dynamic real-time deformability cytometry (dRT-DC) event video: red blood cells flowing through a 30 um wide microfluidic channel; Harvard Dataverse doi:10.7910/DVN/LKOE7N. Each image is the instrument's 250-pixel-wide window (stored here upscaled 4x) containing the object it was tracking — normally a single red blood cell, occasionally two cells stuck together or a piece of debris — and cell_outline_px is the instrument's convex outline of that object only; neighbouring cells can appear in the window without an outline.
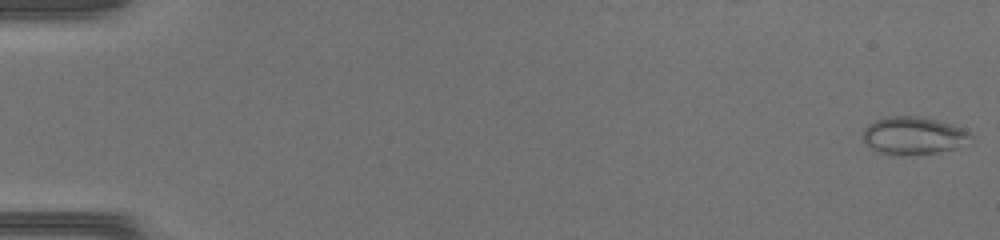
{"species": "common noctule bat (a hibernating species)", "species_latin": "Nyctalus noctula", "temperature_condition": "warm", "stored_images_in_passage": 46, "camera_frame_rate_fps": 3000, "um_per_image_px": 0.085, "animal": {"sex": "female", "body_mass_g": 17.0, "forearm_length_mm": 48.0}, "frame": {"image": 1, "passage_image": 1, "time_ms": 0.0, "image_size_px": [1000, 240], "cell_outline_px": [[972, 144], [956, 148], [936, 152], [900, 156], [880, 152], [872, 148], [864, 140], [864, 128], [868, 124], [876, 120], [888, 116], [916, 116], [936, 120], [964, 128], [972, 136]], "centroid_in_image_um": [77.7, 11.53], "position_along_channel_um": 7.3, "area_um2": 23.7}}
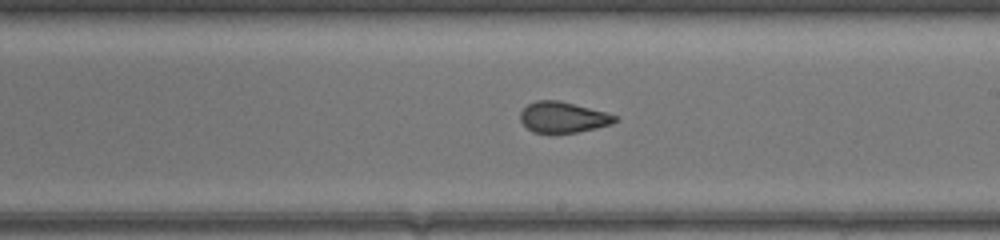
{"frame": {"image": 2, "passage_image": 28, "time_ms": 9.0, "image_size_px": [1000, 240], "cell_outline_px": [[620, 120], [612, 124], [596, 128], [576, 132], [532, 132], [520, 120], [520, 112], [528, 104], [536, 100], [560, 100], [604, 112], [616, 116]], "centroid_in_image_um": [47.86, 9.95], "position_along_channel_um": 241.1, "area_um2": 16.82}}
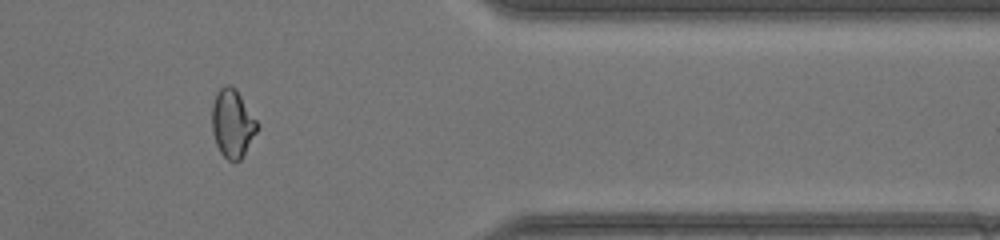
{"frame": {"image": 3, "passage_image": 39, "time_ms": 12.667, "image_size_px": [1000, 240], "cell_outline_px": [[260, 128], [240, 160], [228, 160], [220, 152], [216, 144], [212, 132], [212, 104], [216, 92], [224, 84], [228, 84], [236, 88], [260, 124]], "centroid_in_image_um": [19.77, 10.46], "position_along_channel_um": 391.6, "area_um2": 18.26}}